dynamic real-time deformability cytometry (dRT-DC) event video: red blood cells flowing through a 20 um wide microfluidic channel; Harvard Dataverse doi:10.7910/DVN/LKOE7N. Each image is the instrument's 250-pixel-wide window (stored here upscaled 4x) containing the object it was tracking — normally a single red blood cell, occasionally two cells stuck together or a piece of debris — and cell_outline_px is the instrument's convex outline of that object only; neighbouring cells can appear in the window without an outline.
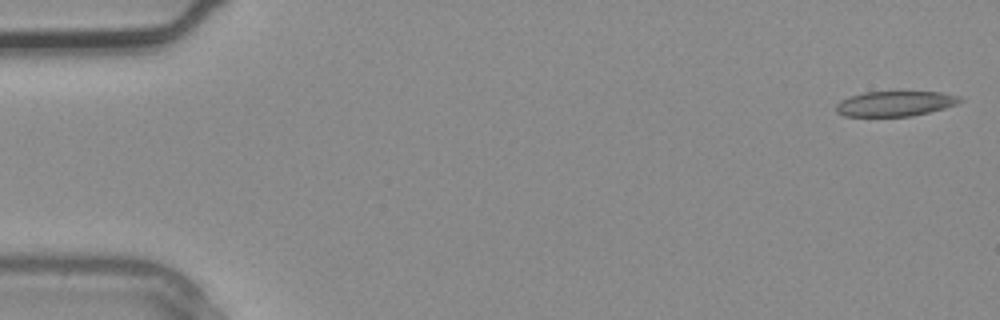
{"species": "common noctule bat (a hibernating species)", "species_latin": "Nyctalus noctula", "temperature_condition": "warm", "stored_images_in_passage": 3, "segment_of_instrument_passage": [2, 2], "camera_frame_rate_fps": 3000, "um_per_image_px": 0.085, "animal": {"sex": "male", "body_mass_g": 20.4}, "frame": {"image": 1, "passage_image": 3, "time_ms": 0.667, "image_size_px": [1000, 320], "cell_outline_px": [[964, 100], [956, 104], [944, 108], [912, 116], [844, 116], [836, 112], [836, 104], [840, 100], [864, 92], [940, 92], [960, 96]], "centroid_in_image_um": [76.08, 8.81], "position_along_channel_um": 8.9, "area_um2": 18.03}}